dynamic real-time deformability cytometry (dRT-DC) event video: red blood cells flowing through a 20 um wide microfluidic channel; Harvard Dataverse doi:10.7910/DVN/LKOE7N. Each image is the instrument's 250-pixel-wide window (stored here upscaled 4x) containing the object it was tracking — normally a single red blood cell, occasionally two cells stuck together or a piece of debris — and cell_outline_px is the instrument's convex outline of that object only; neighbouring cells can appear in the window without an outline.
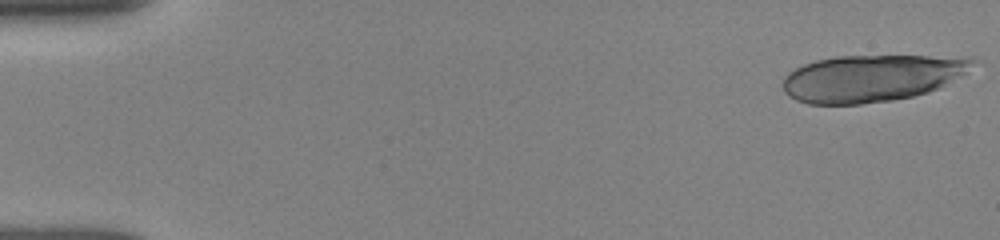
{"species": "human", "species_latin": "Homo sapiens", "temperature_condition": "room temperature", "stored_images_in_passage": 14, "camera_frame_rate_fps": 3000, "um_per_image_px": 0.085, "donor": {"sex": "female"}, "frame": {"image": 1, "passage_image": 1, "time_ms": 0.0, "image_size_px": [1000, 240], "cell_outline_px": [[980, 60], [968, 72], [928, 92], [912, 96], [892, 100], [860, 104], [808, 104], [796, 100], [788, 96], [784, 92], [784, 76], [788, 72], [804, 64], [816, 60], [836, 56], [972, 56]], "centroid_in_image_um": [74.13, 6.62], "position_along_channel_um": 10.9, "area_um2": 52.19}}